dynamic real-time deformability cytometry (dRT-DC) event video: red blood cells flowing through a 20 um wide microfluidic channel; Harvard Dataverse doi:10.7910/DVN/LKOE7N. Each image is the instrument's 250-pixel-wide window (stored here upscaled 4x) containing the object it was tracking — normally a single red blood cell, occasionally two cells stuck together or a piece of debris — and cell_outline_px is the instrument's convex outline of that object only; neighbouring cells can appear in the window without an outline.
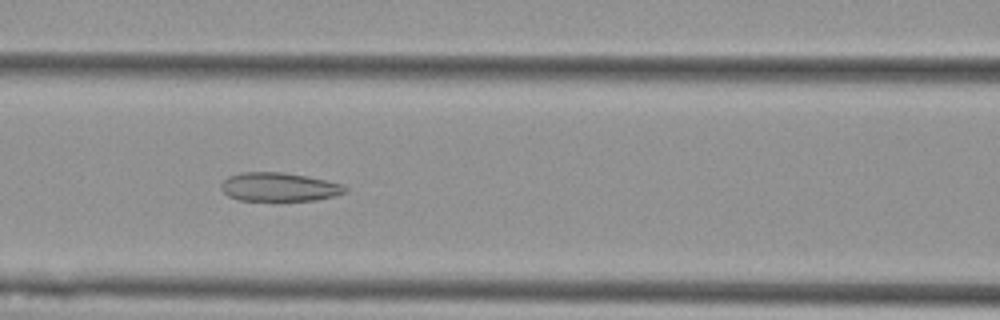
{"species": "Egyptian fruit bat (a non-hibernating species)", "species_latin": "Rousettus aegyptiacus", "temperature_condition": "cold", "stored_images_in_passage": 51, "camera_frame_rate_fps": 3000, "um_per_image_px": 0.085, "animal": {"sex": "female"}, "frame": {"image": 1, "passage_image": 23, "time_ms": 7.333, "image_size_px": [1000, 320], "cell_outline_px": [[348, 192], [336, 196], [316, 200], [276, 204], [272, 204], [240, 200], [228, 196], [220, 188], [220, 184], [228, 176], [240, 172], [284, 172], [308, 176], [344, 184], [348, 188]], "centroid_in_image_um": [23.75, 15.95], "position_along_channel_um": 142.9, "area_um2": 22.14}}
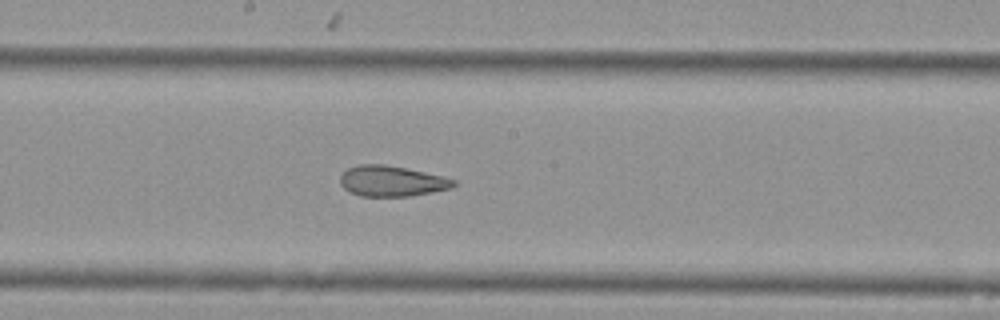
{"frame": {"image": 2, "passage_image": 29, "time_ms": 9.333, "image_size_px": [1000, 320], "cell_outline_px": [[456, 184], [452, 188], [412, 196], [360, 196], [348, 192], [340, 184], [340, 176], [348, 168], [360, 164], [384, 164], [444, 176], [456, 180]], "centroid_in_image_um": [33.29, 15.4], "position_along_channel_um": 214.9, "area_um2": 20.29}}
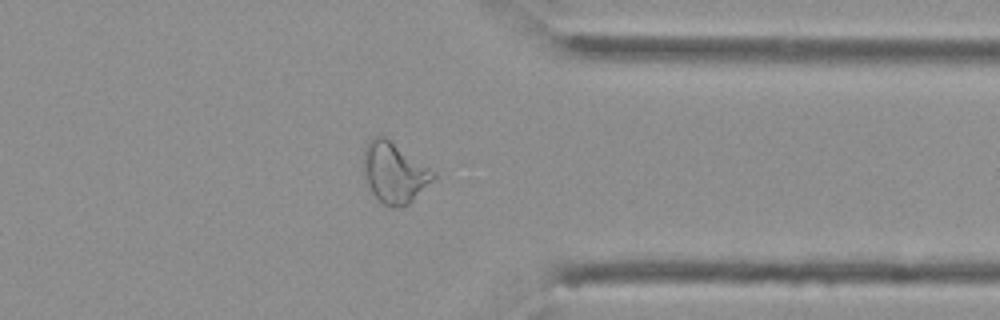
{"frame": {"image": 3, "passage_image": 43, "time_ms": 14.0, "image_size_px": [1000, 320], "cell_outline_px": [[436, 176], [408, 204], [400, 208], [392, 208], [384, 204], [372, 192], [368, 184], [364, 172], [364, 148], [368, 140], [372, 136], [384, 136], [436, 172]], "centroid_in_image_um": [33.5, 14.66], "position_along_channel_um": 377.9, "area_um2": 24.22}, "authors_computed_cell_mechanics": {"area_um2": 25.4898, "velocity_mm_per_s": 3.6181, "shape_relaxation_time_tau1_ms": null, "shape_relaxation_time_tau2_ms": 2.5506, "deformation_change_tau1": null, "deformation_change_tau2": 0.1068}}